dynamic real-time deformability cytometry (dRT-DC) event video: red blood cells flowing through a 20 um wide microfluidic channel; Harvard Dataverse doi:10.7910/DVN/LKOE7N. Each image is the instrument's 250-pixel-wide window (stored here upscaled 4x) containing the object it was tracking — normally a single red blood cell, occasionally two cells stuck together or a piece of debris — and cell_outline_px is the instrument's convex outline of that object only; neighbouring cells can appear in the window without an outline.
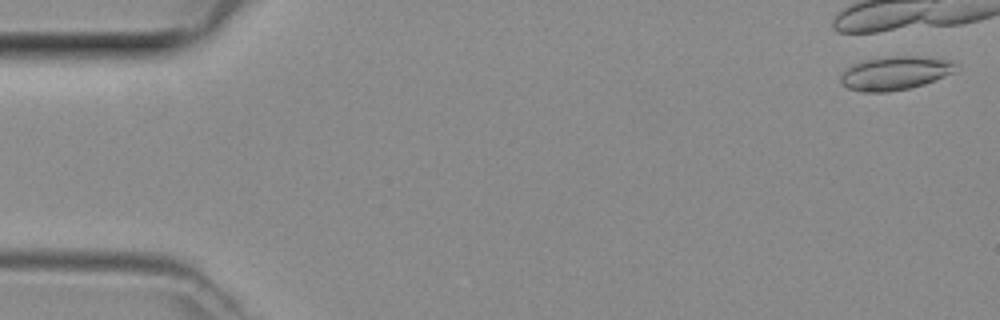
{"species": "common noctule bat (a hibernating species)", "species_latin": "Nyctalus noctula", "temperature_condition": "room temperature", "stored_images_in_passage": 5, "camera_frame_rate_fps": 3000, "um_per_image_px": 0.085, "animal": {"sex": "female", "body_mass_g": 29.2, "forearm_length_mm": 56.3}, "frame": {"image": 1, "passage_image": 1, "time_ms": 0.0, "image_size_px": [1000, 320], "cell_outline_px": [[956, 64], [952, 72], [944, 76], [924, 84], [908, 88], [888, 92], [864, 92], [848, 88], [840, 84], [840, 76], [844, 68], [852, 64], [864, 60], [884, 56], [916, 56], [952, 60]], "centroid_in_image_um": [76.0, 6.21], "position_along_channel_um": 9.0, "area_um2": 22.6}}